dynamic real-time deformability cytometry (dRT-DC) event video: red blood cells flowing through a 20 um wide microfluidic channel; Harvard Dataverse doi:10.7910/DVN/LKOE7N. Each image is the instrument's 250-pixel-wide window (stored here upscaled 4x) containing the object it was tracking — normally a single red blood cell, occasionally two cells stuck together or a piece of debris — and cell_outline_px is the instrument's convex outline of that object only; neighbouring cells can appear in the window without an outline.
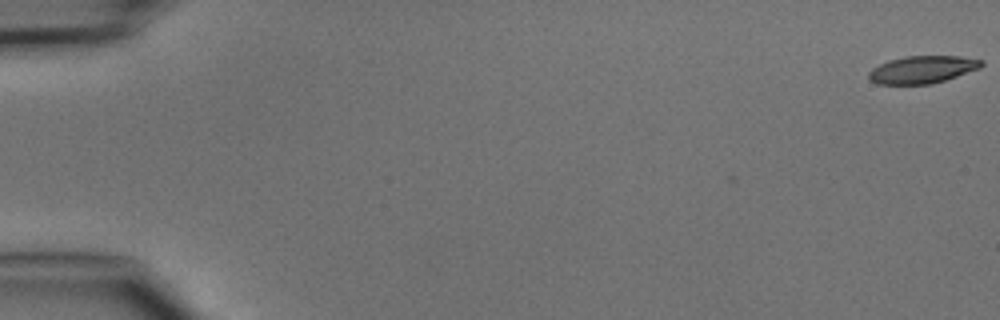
{"species": "common noctule bat (a hibernating species)", "species_latin": "Nyctalus noctula", "temperature_condition": "cold", "stored_images_in_passage": 2, "camera_frame_rate_fps": 3000, "um_per_image_px": 0.085, "animal": {"sex": "male", "body_mass_g": 15.6}, "frame": {"image": 1, "passage_image": 2, "time_ms": 0.333, "image_size_px": [1000, 320], "cell_outline_px": [[984, 64], [980, 68], [944, 80], [928, 84], [876, 84], [868, 80], [868, 72], [872, 68], [888, 60], [904, 56], [960, 56], [984, 60]], "centroid_in_image_um": [78.37, 5.9], "position_along_channel_um": 6.6, "area_um2": 18.09}}